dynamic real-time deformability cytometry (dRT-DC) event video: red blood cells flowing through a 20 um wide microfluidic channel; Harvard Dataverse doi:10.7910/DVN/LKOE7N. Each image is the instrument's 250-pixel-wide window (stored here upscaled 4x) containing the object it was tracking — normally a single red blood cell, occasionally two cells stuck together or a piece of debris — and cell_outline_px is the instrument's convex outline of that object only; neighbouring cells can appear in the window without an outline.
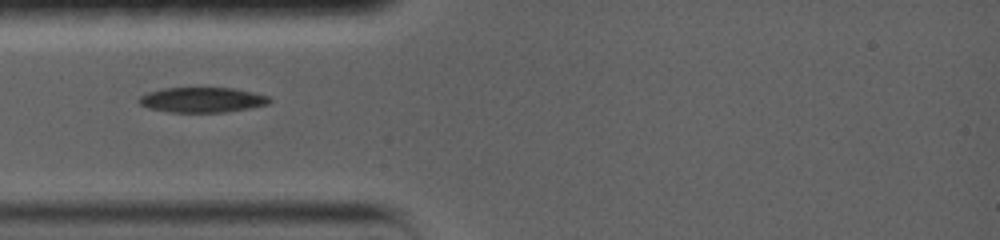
{"species": "common noctule bat (a hibernating species)", "species_latin": "Nyctalus noctula", "temperature_condition": "warm", "stored_images_in_passage": 8, "camera_frame_rate_fps": 5000, "um_per_image_px": 0.085, "animal": {"sex": "female", "body_mass_g": 19.0, "forearm_length_mm": 56.7}, "frame": {"image": 1, "passage_image": 1, "time_ms": 0.0, "image_size_px": [1000, 240], "cell_outline_px": [[268, 100], [264, 104], [244, 108], [220, 112], [172, 112], [152, 108], [140, 104], [140, 96], [152, 92], [168, 88], [232, 88], [264, 96]], "centroid_in_image_um": [17.09, 8.48], "position_along_channel_um": 67.9, "area_um2": 17.92}}
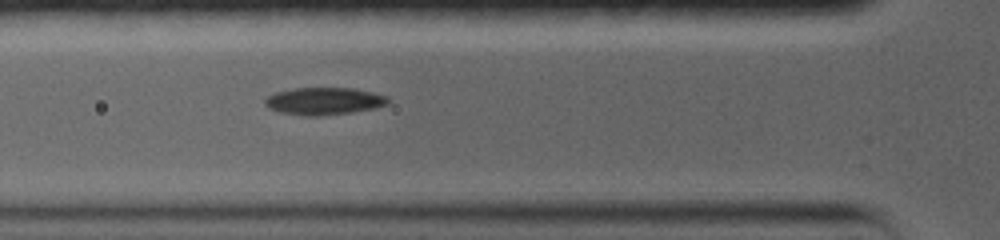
{"frame": {"image": 2, "passage_image": 7, "time_ms": 0.8, "image_size_px": [1000, 240], "cell_outline_px": [[388, 100], [384, 104], [368, 108], [344, 112], [288, 112], [272, 108], [268, 104], [268, 100], [272, 96], [280, 92], [296, 88], [348, 88], [368, 92], [384, 96]], "centroid_in_image_um": [27.6, 8.51], "position_along_channel_um": 98.2, "area_um2": 16.94}}